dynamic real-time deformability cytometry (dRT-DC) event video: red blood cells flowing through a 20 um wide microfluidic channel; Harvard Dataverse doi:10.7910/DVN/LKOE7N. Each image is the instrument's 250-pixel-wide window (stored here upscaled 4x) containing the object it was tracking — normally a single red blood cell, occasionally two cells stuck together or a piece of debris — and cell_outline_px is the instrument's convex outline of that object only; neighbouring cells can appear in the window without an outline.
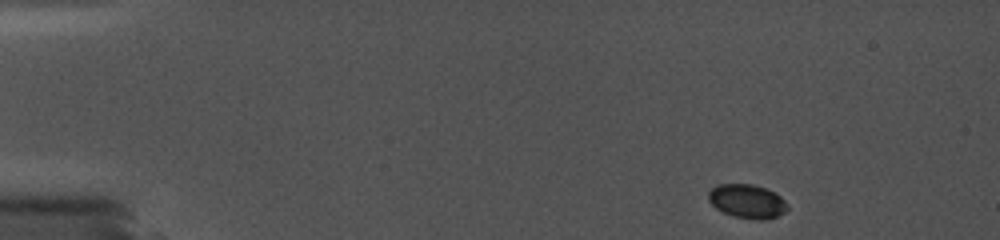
{"species": "common noctule bat (a hibernating species)", "species_latin": "Nyctalus noctula", "temperature_condition": "cold", "stored_images_in_passage": 31, "camera_frame_rate_fps": 5000, "um_per_image_px": 0.085, "animal": {"sex": "female", "body_mass_g": 19.0, "forearm_length_mm": 56.7}, "frame": {"image": 1, "passage_image": 1, "time_ms": 0.0, "image_size_px": [1000, 240], "cell_outline_px": [[788, 208], [784, 212], [776, 216], [764, 220], [756, 220], [732, 216], [716, 208], [708, 200], [708, 192], [716, 184], [752, 184], [764, 188], [780, 196], [788, 204]], "centroid_in_image_um": [63.49, 17.11], "position_along_channel_um": 21.5, "area_um2": 15.55}}
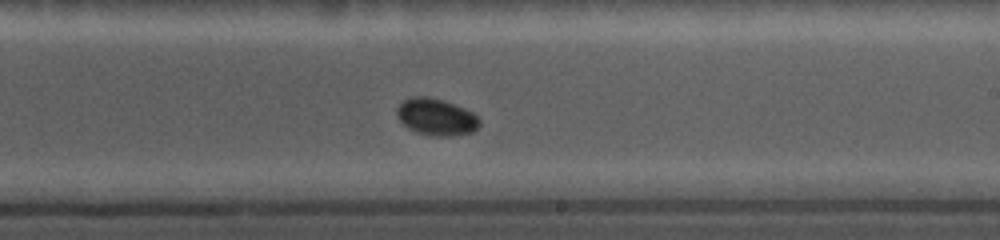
{"frame": {"image": 2, "passage_image": 19, "time_ms": 9.0, "image_size_px": [1000, 240], "cell_outline_px": [[480, 124], [472, 132], [452, 136], [428, 136], [416, 132], [408, 128], [396, 116], [396, 108], [404, 100], [412, 96], [428, 96], [444, 100], [464, 108], [472, 112], [480, 120]], "centroid_in_image_um": [37.06, 9.94], "position_along_channel_um": 251.9, "area_um2": 17.86}}
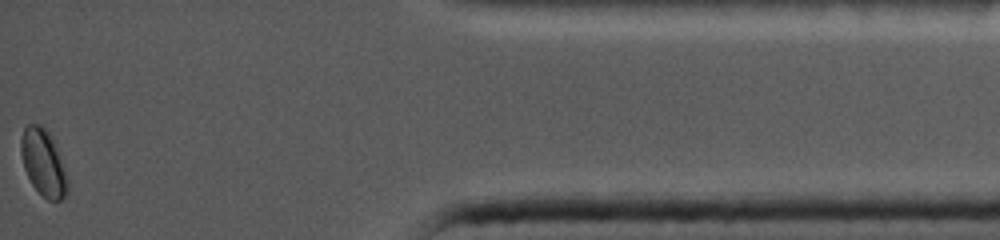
{"frame": {"image": 3, "passage_image": 31, "time_ms": 14.8, "image_size_px": [1000, 240], "cell_outline_px": [[68, 192], [60, 200], [48, 200], [32, 184], [24, 168], [20, 152], [20, 140], [24, 128], [28, 124], [40, 124], [48, 132], [56, 148], [64, 168], [68, 180]], "centroid_in_image_um": [3.67, 13.82], "position_along_channel_um": 431.5, "area_um2": 17.74}}